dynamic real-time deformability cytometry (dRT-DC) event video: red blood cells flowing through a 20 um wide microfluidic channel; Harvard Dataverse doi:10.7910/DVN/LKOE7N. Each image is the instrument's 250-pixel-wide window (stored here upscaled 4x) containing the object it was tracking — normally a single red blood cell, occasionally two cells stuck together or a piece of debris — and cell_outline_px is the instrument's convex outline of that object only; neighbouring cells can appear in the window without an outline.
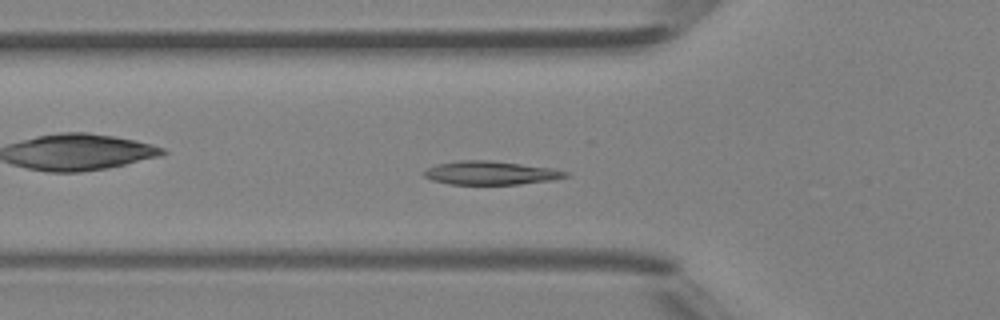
{"species": "Egyptian fruit bat (a non-hibernating species)", "species_latin": "Rousettus aegyptiacus", "temperature_condition": "room temperature", "stored_images_in_passage": 44, "camera_frame_rate_fps": 3000, "um_per_image_px": 0.085, "animal": {"sex": "female"}, "frame": {"image": 1, "passage_image": 12, "time_ms": 3.667, "image_size_px": [1000, 320], "cell_outline_px": [[572, 176], [552, 180], [520, 184], [452, 184], [432, 180], [424, 176], [420, 172], [436, 164], [460, 160], [488, 160], [552, 168], [568, 172]], "centroid_in_image_um": [41.7, 14.7], "position_along_channel_um": 84.1, "area_um2": 19.42}}
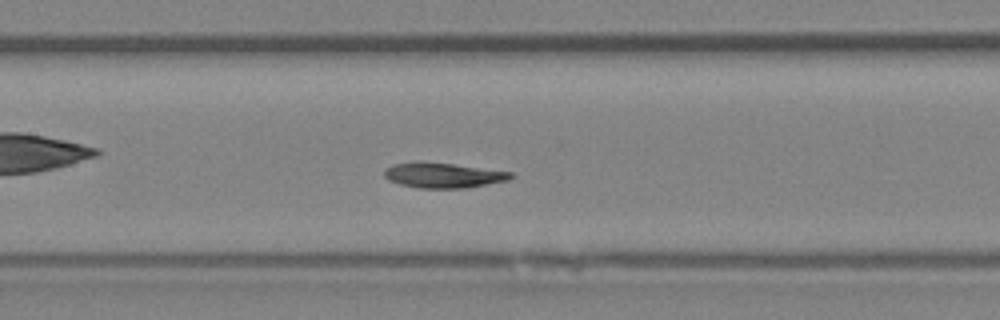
{"frame": {"image": 2, "passage_image": 18, "time_ms": 5.667, "image_size_px": [1000, 320], "cell_outline_px": [[516, 176], [508, 180], [468, 188], [420, 188], [400, 184], [388, 180], [384, 176], [384, 168], [392, 164], [420, 160], [452, 164], [512, 172]], "centroid_in_image_um": [37.63, 14.88], "position_along_channel_um": 169.8, "area_um2": 18.79}}
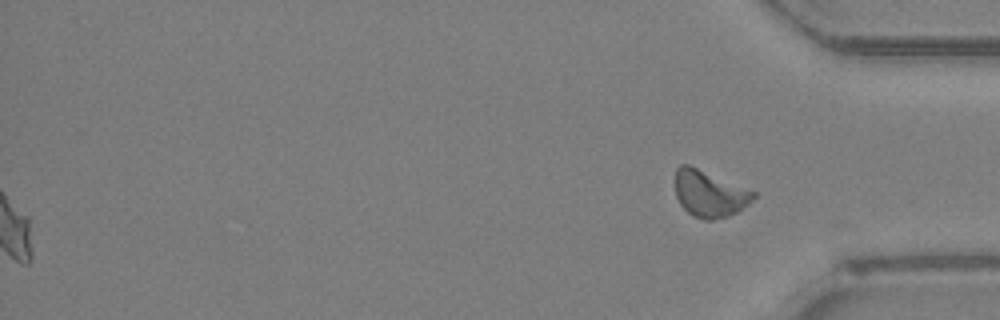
{"frame": {"image": 3, "passage_image": 44, "time_ms": 14.333, "image_size_px": [1000, 320], "cell_outline_px": [[756, 196], [748, 204], [736, 212], [728, 216], [712, 220], [704, 220], [692, 216], [680, 204], [676, 196], [676, 168], [680, 164], [688, 164], [756, 192]], "centroid_in_image_um": [60.29, 16.47], "position_along_channel_um": 374.9, "area_um2": 21.04}, "authors_computed_cell_mechanics": {"area_um2": 18.7561, "velocity_mm_per_s": 4.2998, "shape_relaxation_time_tau1_ms": 5.4995, "shape_relaxation_time_tau2_ms": null, "deformation_change_tau1": 0.1261, "deformation_change_tau2": null}}